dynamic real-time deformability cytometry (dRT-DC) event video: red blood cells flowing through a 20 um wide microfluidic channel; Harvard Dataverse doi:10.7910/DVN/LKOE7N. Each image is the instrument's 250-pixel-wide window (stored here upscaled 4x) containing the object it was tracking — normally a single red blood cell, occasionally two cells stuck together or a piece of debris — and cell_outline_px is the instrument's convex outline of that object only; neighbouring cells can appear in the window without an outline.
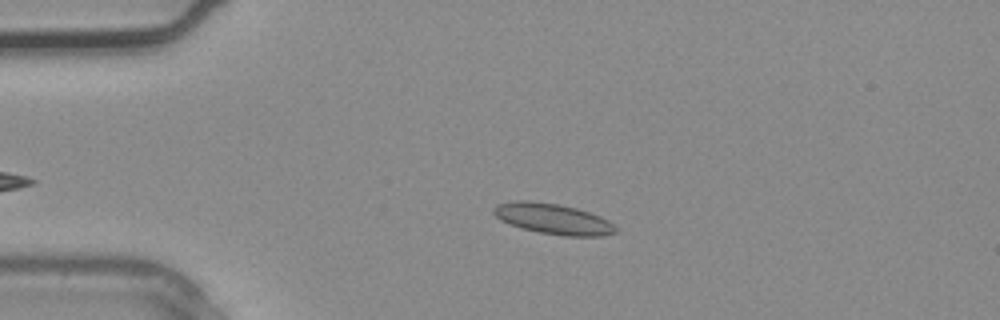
{"species": "common noctule bat (a hibernating species)", "species_latin": "Nyctalus noctula", "temperature_condition": "warm", "stored_images_in_passage": 1, "camera_frame_rate_fps": 3000, "um_per_image_px": 0.085, "animal": {"sex": "male", "body_mass_g": 20.4}, "frame": {"image": 1, "passage_image": 1, "time_ms": 0.0, "image_size_px": [1000, 320], "cell_outline_px": [[616, 232], [600, 236], [564, 236], [540, 232], [524, 228], [500, 220], [492, 212], [492, 208], [496, 204], [516, 200], [528, 200], [556, 204], [576, 208], [600, 216], [608, 220], [616, 228]], "centroid_in_image_um": [46.98, 18.59], "position_along_channel_um": 38.0, "area_um2": 21.5}}